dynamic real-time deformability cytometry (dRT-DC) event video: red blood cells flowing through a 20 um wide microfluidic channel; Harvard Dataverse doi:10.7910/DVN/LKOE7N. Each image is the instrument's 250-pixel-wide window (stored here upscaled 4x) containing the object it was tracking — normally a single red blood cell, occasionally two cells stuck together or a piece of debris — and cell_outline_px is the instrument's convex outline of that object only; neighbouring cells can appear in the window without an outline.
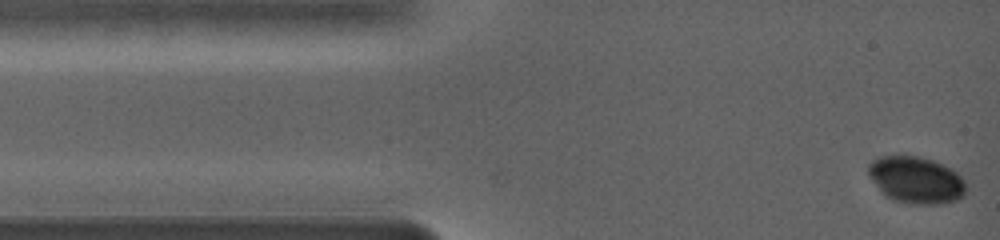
{"species": "common noctule bat (a hibernating species)", "species_latin": "Nyctalus noctula", "temperature_condition": "warm", "stored_images_in_passage": 34, "camera_frame_rate_fps": 5000, "um_per_image_px": 0.085, "animal": {"sex": "female", "body_mass_g": 19.0, "forearm_length_mm": 56.7}, "frame": {"image": 1, "passage_image": 1, "time_ms": 0.0, "image_size_px": [1000, 240], "cell_outline_px": [[964, 196], [956, 200], [944, 204], [912, 204], [892, 200], [884, 196], [880, 192], [868, 172], [868, 164], [872, 160], [880, 156], [916, 156], [932, 160], [952, 168], [964, 180]], "centroid_in_image_um": [77.85, 15.31], "position_along_channel_um": 7.2, "area_um2": 26.7}}
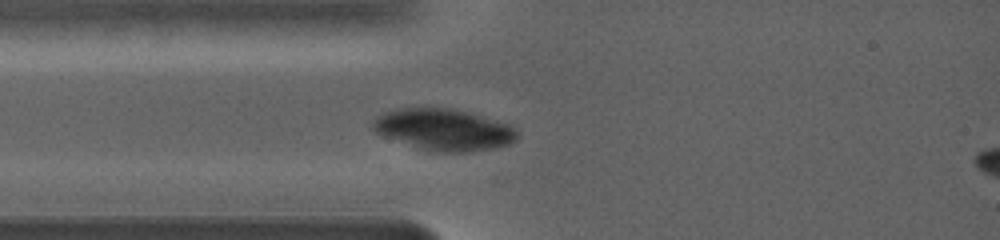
{"frame": {"image": 2, "passage_image": 5, "time_ms": 3.0, "image_size_px": [1000, 240], "cell_outline_px": [[520, 136], [516, 140], [508, 144], [492, 148], [468, 152], [436, 152], [384, 136], [376, 132], [372, 128], [372, 124], [376, 116], [384, 112], [396, 108], [424, 104], [448, 108], [512, 124], [516, 128]], "centroid_in_image_um": [37.72, 10.97], "position_along_channel_um": 47.3, "area_um2": 35.32}}
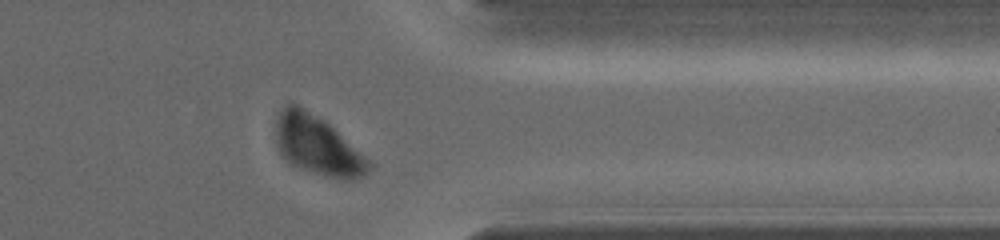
{"frame": {"image": 3, "passage_image": 30, "time_ms": 12.4, "image_size_px": [1000, 240], "cell_outline_px": [[376, 164], [364, 176], [352, 180], [344, 180], [328, 176], [300, 168], [288, 164], [280, 156], [276, 148], [276, 120], [280, 112], [288, 104], [296, 104], [324, 120], [372, 160]], "centroid_in_image_um": [27.02, 12.4], "position_along_channel_um": 384.4, "area_um2": 32.48}}